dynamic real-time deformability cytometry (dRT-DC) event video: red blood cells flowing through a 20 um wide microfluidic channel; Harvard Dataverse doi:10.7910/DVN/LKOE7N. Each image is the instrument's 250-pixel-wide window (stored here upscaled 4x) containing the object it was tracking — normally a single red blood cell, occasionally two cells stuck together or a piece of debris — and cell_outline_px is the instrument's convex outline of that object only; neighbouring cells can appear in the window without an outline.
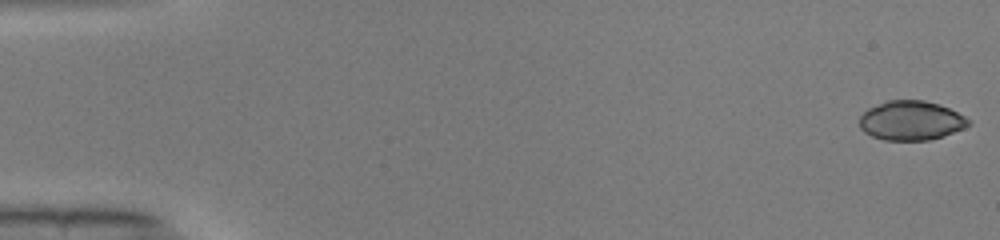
{"species": "common noctule bat (a hibernating species)", "species_latin": "Nyctalus noctula", "temperature_condition": "warm", "stored_images_in_passage": 50, "camera_frame_rate_fps": 3000, "um_per_image_px": 0.085, "animal": {"sex": "male", "body_mass_g": 19.0, "forearm_length_mm": 50.8}, "frame": {"image": 1, "passage_image": 1, "time_ms": 0.0, "image_size_px": [1000, 240], "cell_outline_px": [[972, 124], [964, 128], [928, 140], [884, 140], [872, 136], [864, 132], [860, 128], [860, 116], [868, 108], [888, 100], [924, 100], [940, 104], [972, 120]], "centroid_in_image_um": [77.44, 10.24], "position_along_channel_um": 7.6, "area_um2": 24.91}}
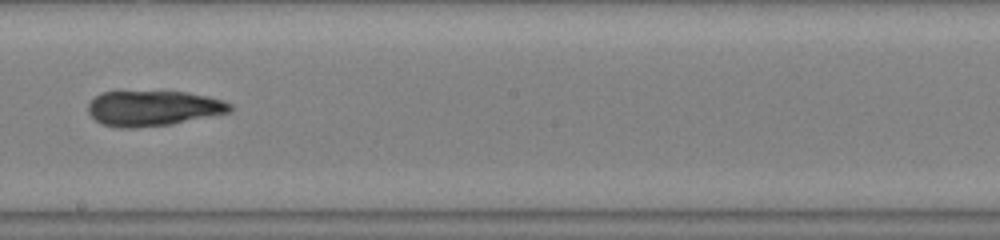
{"frame": {"image": 2, "passage_image": 29, "time_ms": 9.333, "image_size_px": [1000, 240], "cell_outline_px": [[232, 108], [228, 112], [172, 124], [132, 128], [120, 128], [104, 124], [96, 120], [88, 112], [88, 104], [100, 92], [188, 92], [208, 96], [224, 100], [232, 104]], "centroid_in_image_um": [13.03, 9.2], "position_along_channel_um": 235.2, "area_um2": 28.96}}
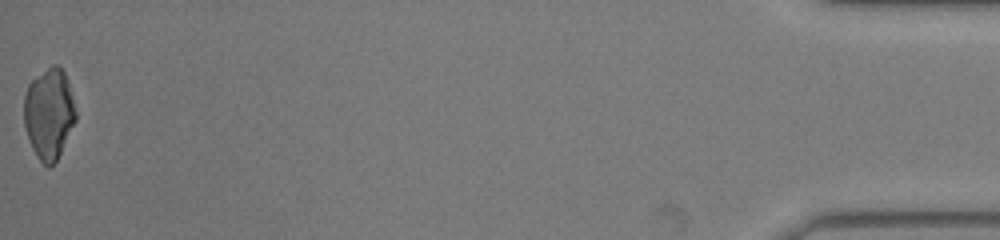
{"frame": {"image": 3, "passage_image": 50, "time_ms": 16.333, "image_size_px": [1000, 240], "cell_outline_px": [[76, 120], [56, 160], [48, 168], [36, 156], [28, 140], [24, 128], [24, 96], [28, 84], [32, 80], [52, 64], [56, 64], [64, 72], [68, 84], [76, 112]], "centroid_in_image_um": [4.14, 9.67], "position_along_channel_um": 431.1, "area_um2": 27.11}, "authors_computed_cell_mechanics": {"area_um2": 28.0908, "velocity_mm_per_s": 4.117, "shape_relaxation_time_tau1_ms": null, "shape_relaxation_time_tau2_ms": 1.6999, "deformation_change_tau1": null, "deformation_change_tau2": 0.0817}}